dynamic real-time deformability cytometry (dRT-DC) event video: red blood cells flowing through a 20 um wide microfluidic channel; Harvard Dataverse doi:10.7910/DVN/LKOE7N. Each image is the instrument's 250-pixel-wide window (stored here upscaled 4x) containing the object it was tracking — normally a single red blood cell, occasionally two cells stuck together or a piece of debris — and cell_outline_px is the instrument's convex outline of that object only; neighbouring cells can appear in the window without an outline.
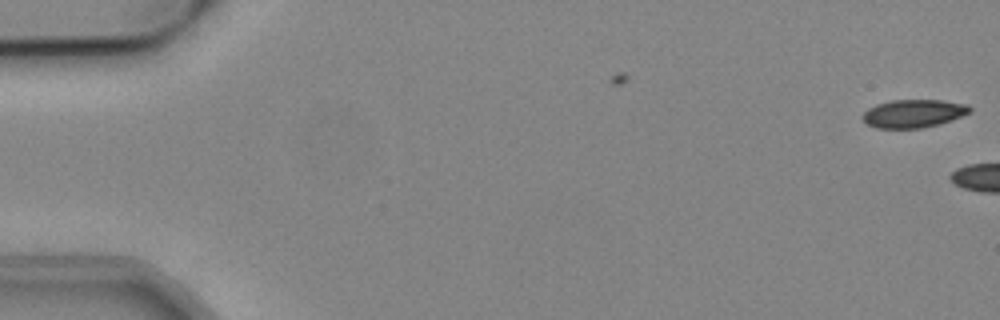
{"species": "common noctule bat (a hibernating species)", "species_latin": "Nyctalus noctula", "temperature_condition": "cold", "stored_images_in_passage": 5, "camera_frame_rate_fps": 3000, "um_per_image_px": 0.085, "animal": {"sex": "male", "body_mass_g": 19.2, "forearm_length_mm": 51.8}, "frame": {"image": 1, "passage_image": 5, "time_ms": 1.333, "image_size_px": [1000, 320], "cell_outline_px": [[972, 112], [940, 124], [920, 128], [876, 128], [868, 124], [860, 116], [868, 108], [876, 104], [892, 100], [944, 100], [968, 104], [972, 108]], "centroid_in_image_um": [77.67, 9.64], "position_along_channel_um": 7.3, "area_um2": 17.69}}